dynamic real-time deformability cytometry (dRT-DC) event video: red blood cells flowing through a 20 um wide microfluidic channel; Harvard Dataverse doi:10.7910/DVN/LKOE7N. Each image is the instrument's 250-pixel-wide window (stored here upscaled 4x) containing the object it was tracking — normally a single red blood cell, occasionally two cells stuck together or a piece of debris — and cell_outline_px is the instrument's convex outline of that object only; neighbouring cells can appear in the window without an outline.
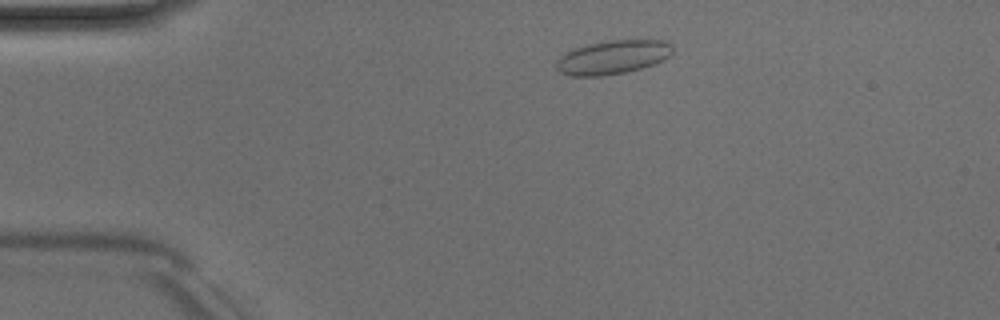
{"species": "Egyptian fruit bat (a non-hibernating species)", "species_latin": "Rousettus aegyptiacus", "temperature_condition": "room temperature", "stored_images_in_passage": 41, "camera_frame_rate_fps": 3000, "um_per_image_px": 0.085, "animal": {"sex": "male"}, "frame": {"image": 1, "passage_image": 1, "time_ms": 0.0, "image_size_px": [1000, 320], "cell_outline_px": [[672, 52], [664, 60], [640, 68], [624, 72], [600, 76], [572, 76], [560, 72], [556, 68], [556, 60], [564, 52], [572, 48], [584, 44], [604, 40], [668, 40], [672, 44]], "centroid_in_image_um": [52.04, 4.84], "position_along_channel_um": 33.0, "area_um2": 23.18}}
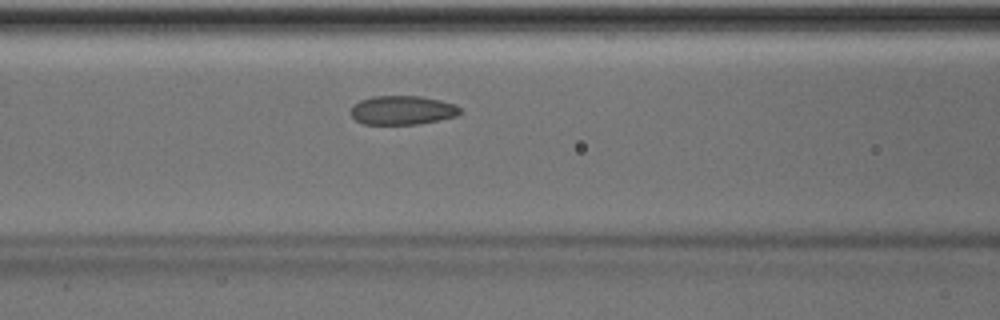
{"frame": {"image": 2, "passage_image": 12, "time_ms": 3.667, "image_size_px": [1000, 320], "cell_outline_px": [[460, 112], [456, 116], [416, 124], [360, 124], [352, 116], [352, 104], [360, 100], [372, 96], [420, 96], [440, 100], [456, 104], [460, 108]], "centroid_in_image_um": [34.17, 9.36], "position_along_channel_um": 132.4, "area_um2": 18.38}}
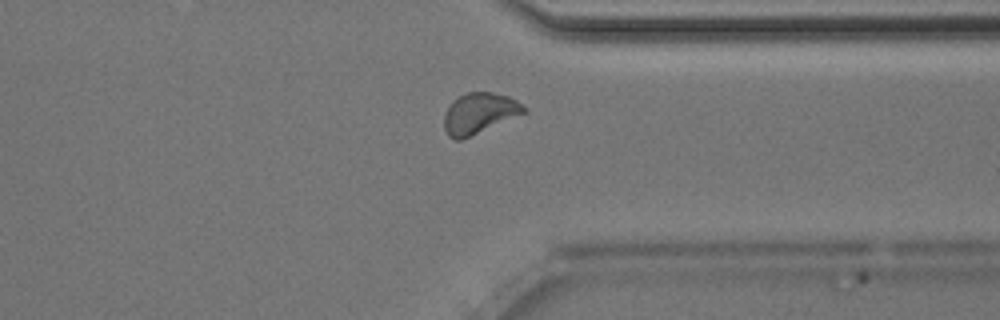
{"frame": {"image": 3, "passage_image": 30, "time_ms": 9.667, "image_size_px": [1000, 320], "cell_outline_px": [[528, 112], [460, 140], [456, 140], [448, 136], [444, 128], [444, 112], [452, 100], [468, 92], [492, 92], [508, 96], [516, 100], [528, 108]], "centroid_in_image_um": [40.75, 9.62], "position_along_channel_um": 370.7, "area_um2": 19.02}, "authors_computed_cell_mechanics": {"area_um2": 18.6694, "velocity_mm_per_s": 3.9898, "shape_relaxation_time_tau1_ms": 6.8437, "shape_relaxation_time_tau2_ms": 0.8385, "deformation_change_tau1": 0.098, "deformation_change_tau2": 0.0537}}